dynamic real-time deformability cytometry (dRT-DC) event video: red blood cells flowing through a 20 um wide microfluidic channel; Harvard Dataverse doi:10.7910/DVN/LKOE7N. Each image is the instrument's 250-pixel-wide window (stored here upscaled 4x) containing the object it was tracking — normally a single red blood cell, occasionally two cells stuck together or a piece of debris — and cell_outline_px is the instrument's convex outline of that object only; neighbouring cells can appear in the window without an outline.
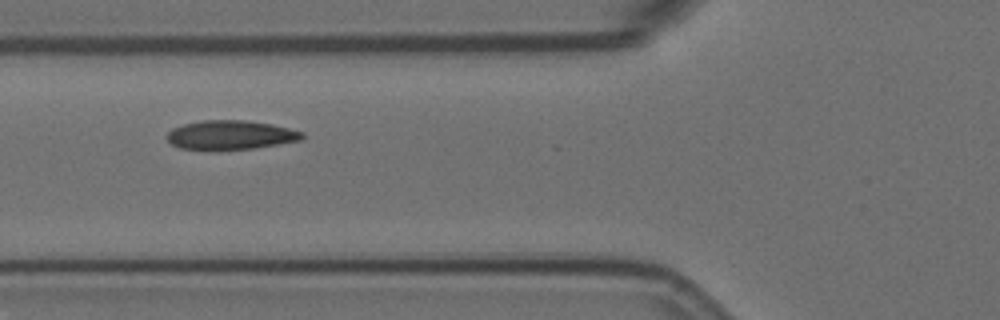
{"species": "Egyptian fruit bat (a non-hibernating species)", "species_latin": "Rousettus aegyptiacus", "temperature_condition": "room temperature", "stored_images_in_passage": 10, "camera_frame_rate_fps": 3000, "um_per_image_px": 0.085, "animal": {"sex": "female"}, "frame": {"image": 1, "passage_image": 6, "time_ms": 1.667, "image_size_px": [1000, 320], "cell_outline_px": [[304, 140], [252, 148], [216, 152], [180, 148], [172, 144], [164, 136], [172, 128], [184, 124], [204, 120], [244, 120], [272, 124], [304, 132]], "centroid_in_image_um": [19.57, 11.5], "position_along_channel_um": 106.2, "area_um2": 23.52}}
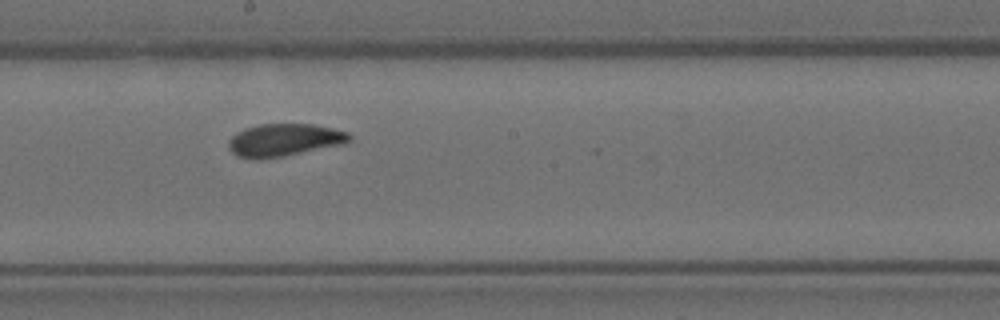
{"frame": {"image": 2, "passage_image": 9, "time_ms": 2.667, "image_size_px": [1000, 320], "cell_outline_px": [[352, 140], [344, 144], [284, 156], [236, 156], [228, 148], [228, 140], [236, 132], [244, 128], [260, 124], [312, 124], [332, 128], [348, 132], [352, 136]], "centroid_in_image_um": [24.21, 11.86], "position_along_channel_um": 224.0, "area_um2": 22.48}}
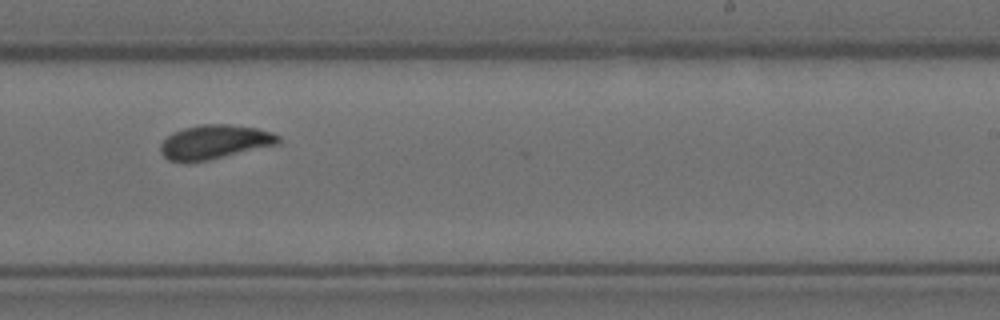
{"frame": {"image": 3, "passage_image": 10, "time_ms": 3.0, "image_size_px": [1000, 320], "cell_outline_px": [[280, 144], [208, 160], [188, 164], [168, 160], [160, 152], [160, 144], [172, 132], [184, 128], [200, 124], [228, 124], [256, 128], [272, 132], [280, 136]], "centroid_in_image_um": [18.22, 12.08], "position_along_channel_um": 270.8, "area_um2": 23.76}}